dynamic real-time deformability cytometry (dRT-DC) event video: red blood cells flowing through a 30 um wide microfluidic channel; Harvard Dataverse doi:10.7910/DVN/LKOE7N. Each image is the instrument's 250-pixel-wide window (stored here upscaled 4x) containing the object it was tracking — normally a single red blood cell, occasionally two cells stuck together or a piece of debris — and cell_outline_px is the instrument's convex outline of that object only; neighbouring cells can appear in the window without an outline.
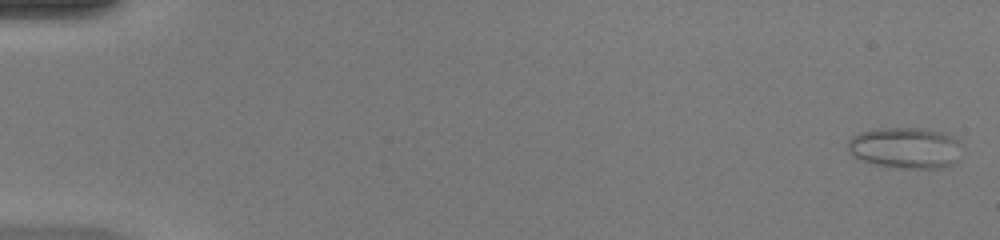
{"species": "common noctule bat (a hibernating species)", "species_latin": "Nyctalus noctula", "temperature_condition": "warm", "stored_images_in_passage": 49, "camera_frame_rate_fps": 3000, "um_per_image_px": 0.085, "animal": {"sex": "female", "body_mass_g": 20.0, "forearm_length_mm": 54.0}, "frame": {"image": 1, "passage_image": 1, "time_ms": 0.0, "image_size_px": [1000, 240], "cell_outline_px": [[960, 144], [956, 160], [952, 164], [940, 168], [900, 168], [876, 164], [852, 156], [848, 152], [848, 140], [852, 136], [860, 132], [876, 128], [924, 128], [940, 132], [956, 140]], "centroid_in_image_um": [76.89, 12.56], "position_along_channel_um": 8.1, "area_um2": 26.99}}
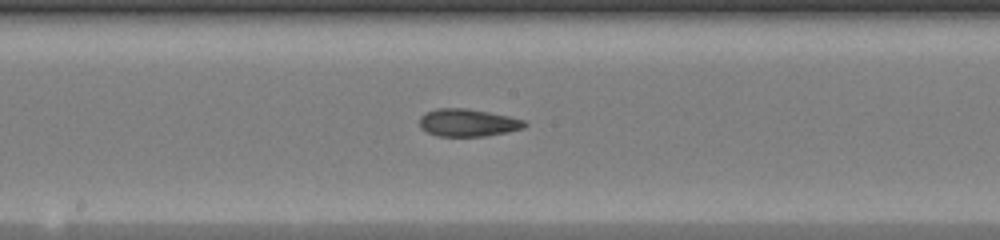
{"frame": {"image": 2, "passage_image": 27, "time_ms": 8.667, "image_size_px": [1000, 240], "cell_outline_px": [[528, 124], [524, 128], [508, 132], [484, 136], [440, 136], [428, 132], [420, 128], [420, 116], [424, 112], [436, 108], [464, 108], [488, 112], [508, 116], [524, 120]], "centroid_in_image_um": [39.76, 10.42], "position_along_channel_um": 208.4, "area_um2": 16.88}}
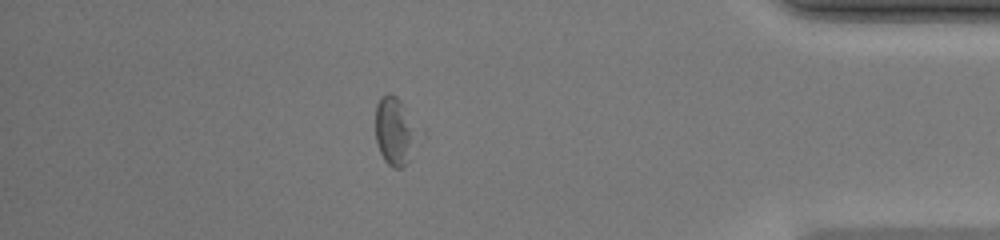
{"frame": {"image": 3, "passage_image": 43, "time_ms": 14.0, "image_size_px": [1000, 240], "cell_outline_px": [[416, 132], [408, 160], [404, 168], [392, 168], [384, 160], [380, 152], [376, 140], [376, 104], [380, 96], [388, 92], [396, 96], [400, 100]], "centroid_in_image_um": [33.47, 11.14], "position_along_channel_um": 401.7, "area_um2": 15.95}, "authors_computed_cell_mechanics": {"area_um2": 17.5712, "velocity_mm_per_s": 4.2543, "shape_relaxation_time_tau1_ms": null, "shape_relaxation_time_tau2_ms": 2.5884, "deformation_change_tau1": null, "deformation_change_tau2": 0.1008}}